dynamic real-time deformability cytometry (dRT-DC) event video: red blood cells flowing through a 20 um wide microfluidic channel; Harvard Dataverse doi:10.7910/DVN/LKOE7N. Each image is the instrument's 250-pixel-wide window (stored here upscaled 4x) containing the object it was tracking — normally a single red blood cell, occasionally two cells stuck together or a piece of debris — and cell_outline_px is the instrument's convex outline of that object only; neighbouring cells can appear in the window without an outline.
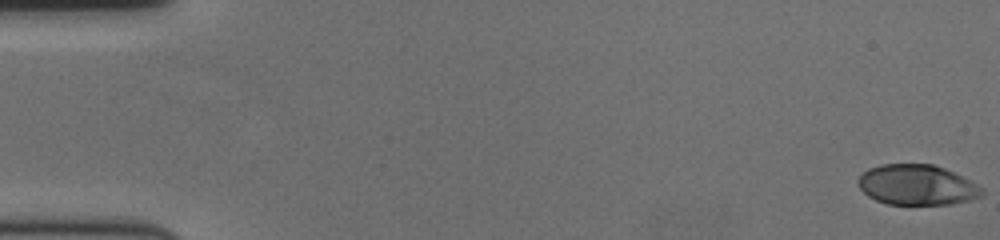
{"species": "human", "species_latin": "Homo sapiens", "temperature_condition": "cold", "stored_images_in_passage": 59, "camera_frame_rate_fps": 3000, "um_per_image_px": 0.085, "donor": {"sex": "female"}, "frame": {"image": 1, "passage_image": 1, "time_ms": 0.0, "image_size_px": [1000, 240], "cell_outline_px": [[984, 196], [968, 200], [948, 204], [888, 204], [876, 200], [868, 196], [856, 184], [856, 180], [860, 172], [868, 168], [880, 164], [932, 164], [944, 168], [984, 188]], "centroid_in_image_um": [77.89, 15.71], "position_along_channel_um": 7.1, "area_um2": 29.19}}
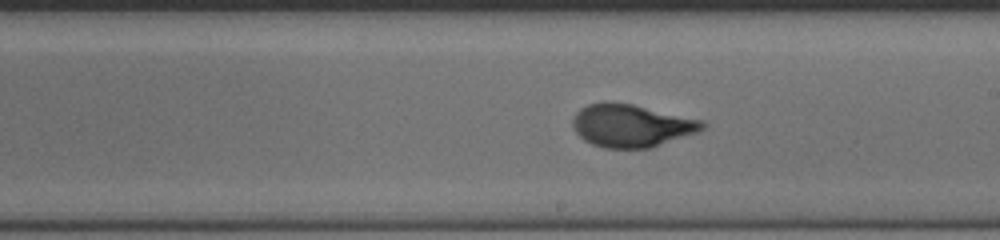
{"frame": {"image": 2, "passage_image": 34, "time_ms": 11.0, "image_size_px": [1000, 240], "cell_outline_px": [[708, 124], [704, 128], [696, 132], [652, 148], [604, 148], [592, 144], [584, 140], [576, 132], [572, 124], [572, 120], [576, 112], [580, 108], [588, 104], [604, 100], [632, 104], [704, 120]], "centroid_in_image_um": [53.66, 10.66], "position_along_channel_um": 235.3, "area_um2": 32.54}}
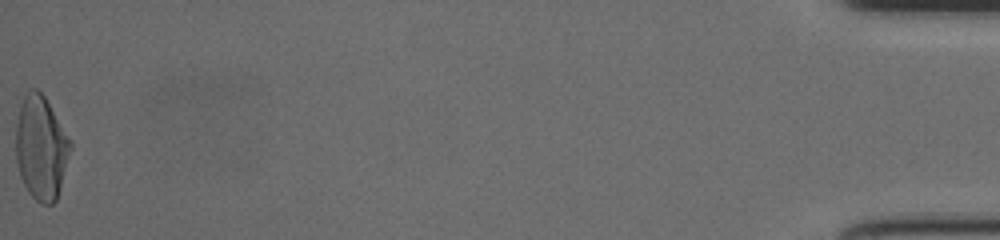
{"frame": {"image": 3, "passage_image": 59, "time_ms": 19.333, "image_size_px": [1000, 240], "cell_outline_px": [[72, 148], [60, 188], [56, 200], [52, 204], [40, 204], [28, 192], [20, 176], [16, 160], [16, 124], [20, 104], [28, 88], [36, 88], [44, 96], [72, 140]], "centroid_in_image_um": [3.5, 12.55], "position_along_channel_um": 431.7, "area_um2": 33.23}, "authors_computed_cell_mechanics": {"area_um2": 31.212, "velocity_mm_per_s": 3.5809, "shape_relaxation_time_tau1_ms": 4.8805, "shape_relaxation_time_tau2_ms": null, "deformation_change_tau1": 0.1926, "deformation_change_tau2": null}}